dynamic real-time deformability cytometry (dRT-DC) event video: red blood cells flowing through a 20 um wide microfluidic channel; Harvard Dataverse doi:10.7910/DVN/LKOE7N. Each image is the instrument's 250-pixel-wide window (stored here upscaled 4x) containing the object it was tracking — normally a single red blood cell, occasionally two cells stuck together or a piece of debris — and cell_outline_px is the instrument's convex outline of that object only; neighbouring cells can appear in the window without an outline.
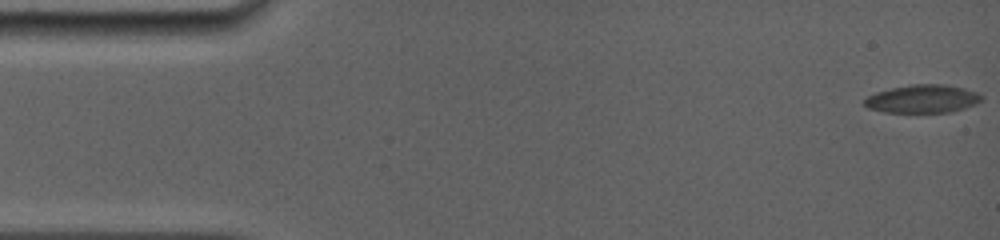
{"species": "common noctule bat (a hibernating species)", "species_latin": "Nyctalus noctula", "temperature_condition": "room temperature", "stored_images_in_passage": 17, "camera_frame_rate_fps": 5000, "um_per_image_px": 0.085, "animal": {"sex": "female", "body_mass_g": 19.0, "forearm_length_mm": 56.7}, "frame": {"image": 1, "passage_image": 1, "time_ms": 0.0, "image_size_px": [1000, 240], "cell_outline_px": [[984, 96], [976, 104], [964, 108], [948, 112], [884, 112], [868, 108], [860, 104], [868, 96], [876, 92], [892, 88], [912, 84], [944, 84], [964, 88], [980, 92]], "centroid_in_image_um": [78.42, 8.4], "position_along_channel_um": 6.6, "area_um2": 19.31}}